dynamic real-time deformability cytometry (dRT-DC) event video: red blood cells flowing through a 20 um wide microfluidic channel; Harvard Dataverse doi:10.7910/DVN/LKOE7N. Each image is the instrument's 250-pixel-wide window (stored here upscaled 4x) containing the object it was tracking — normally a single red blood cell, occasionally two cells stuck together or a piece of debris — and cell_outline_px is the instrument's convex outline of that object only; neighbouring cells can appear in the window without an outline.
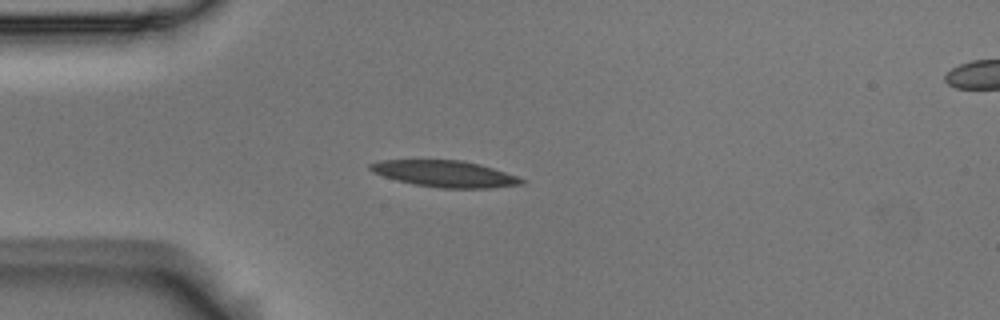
{"species": "Egyptian fruit bat (a non-hibernating species)", "species_latin": "Rousettus aegyptiacus", "temperature_condition": "room temperature", "stored_images_in_passage": 4, "segment_of_instrument_passage": [1, 2], "camera_frame_rate_fps": 3000, "um_per_image_px": 0.085, "animal": {"sex": "male"}, "frame": {"image": 1, "passage_image": 3, "time_ms": 0.667, "image_size_px": [1000, 320], "cell_outline_px": [[524, 184], [492, 188], [440, 188], [416, 184], [396, 180], [372, 172], [368, 168], [368, 164], [380, 160], [464, 160], [480, 164], [516, 176], [524, 180]], "centroid_in_image_um": [37.79, 14.77], "position_along_channel_um": 47.2, "area_um2": 23.24}}